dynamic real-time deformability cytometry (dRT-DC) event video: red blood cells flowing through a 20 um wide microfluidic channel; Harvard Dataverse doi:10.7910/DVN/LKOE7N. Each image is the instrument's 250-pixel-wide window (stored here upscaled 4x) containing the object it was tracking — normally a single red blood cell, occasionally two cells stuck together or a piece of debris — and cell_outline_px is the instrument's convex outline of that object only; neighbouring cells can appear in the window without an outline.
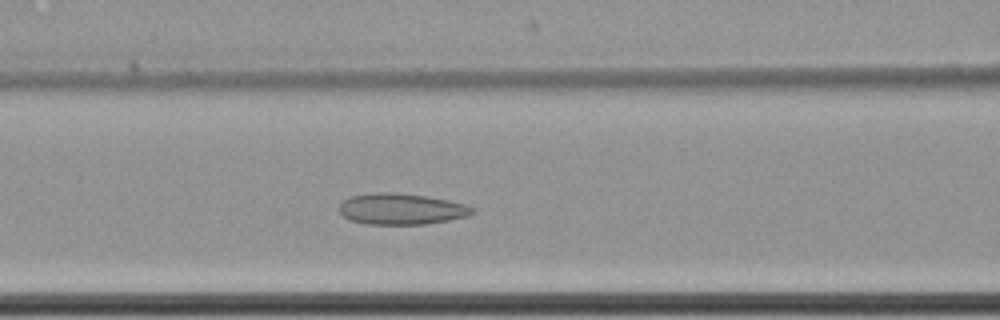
{"species": "common noctule bat (a hibernating species)", "species_latin": "Nyctalus noctula", "temperature_condition": "cold", "stored_images_in_passage": 57, "camera_frame_rate_fps": 3000, "um_per_image_px": 0.085, "animal": {"sex": "female", "body_mass_g": 22.7, "forearm_length_mm": 54.2}, "frame": {"image": 1, "passage_image": 23, "time_ms": 7.333, "image_size_px": [1000, 320], "cell_outline_px": [[476, 212], [468, 216], [448, 220], [424, 224], [368, 224], [348, 220], [340, 212], [340, 204], [344, 200], [352, 196], [376, 192], [396, 192], [424, 196], [448, 200], [464, 204], [476, 208]], "centroid_in_image_um": [34.13, 17.76], "position_along_channel_um": 132.5, "area_um2": 24.1}}
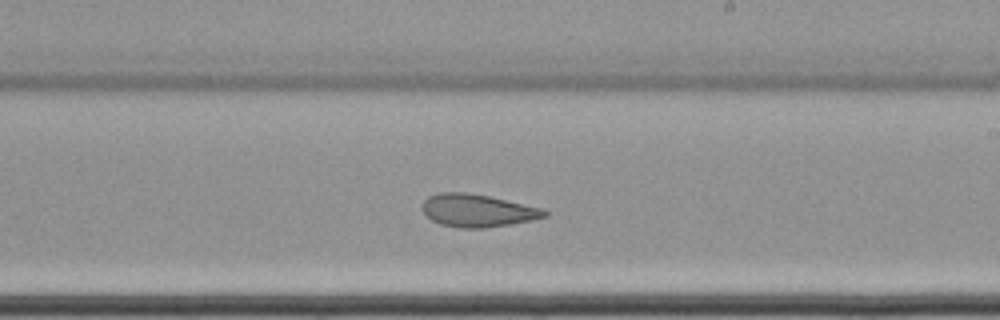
{"frame": {"image": 2, "passage_image": 33, "time_ms": 10.667, "image_size_px": [1000, 320], "cell_outline_px": [[548, 216], [532, 220], [512, 224], [484, 228], [460, 228], [440, 224], [432, 220], [420, 208], [424, 200], [428, 196], [440, 192], [468, 192], [488, 196], [544, 208], [548, 212]], "centroid_in_image_um": [40.59, 17.89], "position_along_channel_um": 248.4, "area_um2": 23.47}}
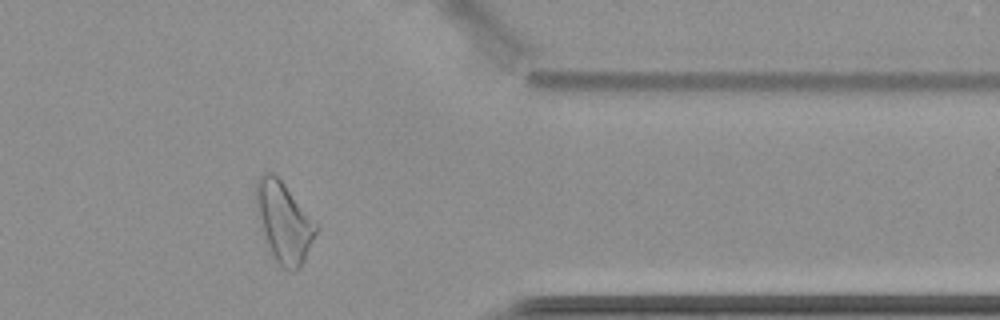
{"frame": {"image": 3, "passage_image": 46, "time_ms": 15.0, "image_size_px": [1000, 320], "cell_outline_px": [[320, 228], [304, 260], [292, 272], [284, 268], [276, 260], [268, 244], [264, 232], [256, 204], [256, 180], [264, 172], [272, 172], [284, 184], [320, 224]], "centroid_in_image_um": [24.2, 18.84], "position_along_channel_um": 387.2, "area_um2": 27.57}, "authors_computed_cell_mechanics": {"area_um2": 26.877, "velocity_mm_per_s": 3.4838, "shape_relaxation_time_tau1_ms": null, "shape_relaxation_time_tau2_ms": 4.1234, "deformation_change_tau1": null, "deformation_change_tau2": 0.1151}}